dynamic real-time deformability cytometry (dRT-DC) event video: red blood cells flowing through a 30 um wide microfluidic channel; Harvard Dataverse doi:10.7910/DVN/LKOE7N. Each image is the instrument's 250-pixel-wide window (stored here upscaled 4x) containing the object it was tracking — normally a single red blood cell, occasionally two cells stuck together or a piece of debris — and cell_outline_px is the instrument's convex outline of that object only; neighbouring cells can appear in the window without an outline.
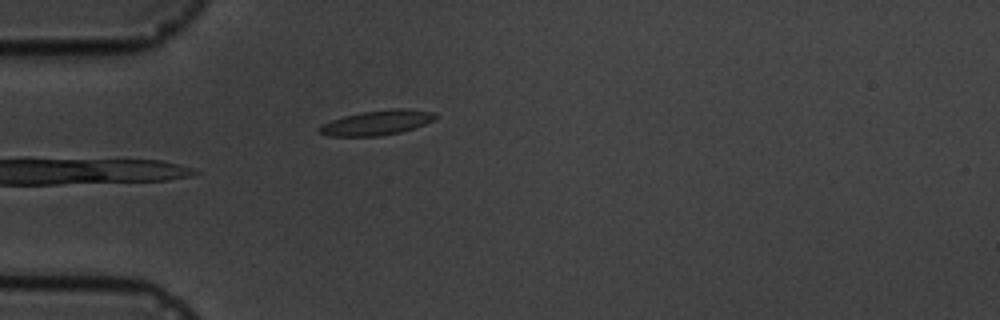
{"species": "common noctule bat (a hibernating species)", "species_latin": "Nyctalus noctula", "temperature_condition": "cold", "stored_images_in_passage": 4, "camera_frame_rate_fps": 3000, "um_per_image_px": 0.085, "animal": {"sex": "male", "body_mass_g": 19.5, "forearm_length_mm": 54.6}, "frame": {"image": 1, "passage_image": 3, "time_ms": 2.333, "image_size_px": [1000, 320], "cell_outline_px": [[436, 120], [400, 132], [380, 136], [328, 136], [320, 132], [316, 128], [332, 120], [344, 116], [364, 112], [392, 108], [404, 108], [436, 112]], "centroid_in_image_um": [32.07, 10.42], "position_along_channel_um": 52.9, "area_um2": 16.65}}